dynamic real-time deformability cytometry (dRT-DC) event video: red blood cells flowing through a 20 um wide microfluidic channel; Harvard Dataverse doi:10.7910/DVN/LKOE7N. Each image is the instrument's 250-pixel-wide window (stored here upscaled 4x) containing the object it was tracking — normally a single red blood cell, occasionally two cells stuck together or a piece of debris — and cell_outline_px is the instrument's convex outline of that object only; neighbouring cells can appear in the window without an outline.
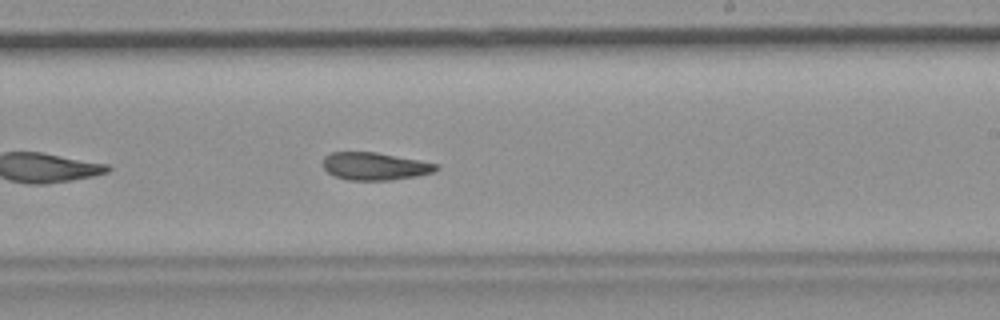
{"species": "common noctule bat (a hibernating species)", "species_latin": "Nyctalus noctula", "temperature_condition": "room temperature", "stored_images_in_passage": 40, "camera_frame_rate_fps": 3000, "um_per_image_px": 0.085, "animal": {"sex": "female", "body_mass_g": 19.9}, "frame": {"image": 1, "passage_image": 18, "time_ms": 5.667, "image_size_px": [1000, 320], "cell_outline_px": [[440, 168], [432, 172], [416, 176], [392, 180], [348, 180], [336, 176], [328, 172], [320, 164], [324, 156], [332, 152], [376, 152], [420, 160], [440, 164]], "centroid_in_image_um": [31.85, 14.12], "position_along_channel_um": 257.1, "area_um2": 18.38}, "authors_computed_cell_mechanics": {"area_um2": 18.9584, "velocity_mm_per_s": 3.6943, "shape_relaxation_time_tau1_ms": null, "shape_relaxation_time_tau2_ms": 3.3044, "deformation_change_tau1": null, "deformation_change_tau2": 0.1022}}